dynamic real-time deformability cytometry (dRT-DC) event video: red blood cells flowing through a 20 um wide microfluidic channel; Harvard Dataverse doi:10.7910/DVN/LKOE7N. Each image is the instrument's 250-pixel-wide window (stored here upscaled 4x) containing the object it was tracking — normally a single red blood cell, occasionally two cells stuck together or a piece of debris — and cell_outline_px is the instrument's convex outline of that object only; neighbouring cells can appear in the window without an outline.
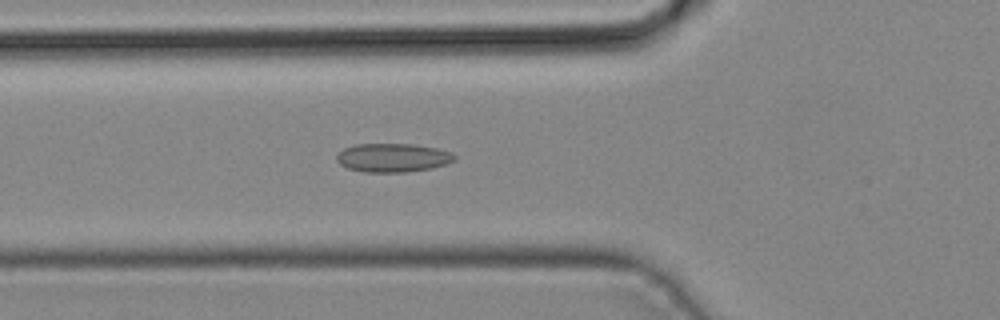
{"species": "common noctule bat (a hibernating species)", "species_latin": "Nyctalus noctula", "temperature_condition": "cold", "stored_images_in_passage": 39, "camera_frame_rate_fps": 3000, "um_per_image_px": 0.085, "animal": {"sex": "male", "body_mass_g": 19.2, "forearm_length_mm": 51.8}, "frame": {"image": 1, "passage_image": 11, "time_ms": 3.333, "image_size_px": [1000, 320], "cell_outline_px": [[456, 160], [432, 168], [404, 172], [364, 172], [348, 168], [340, 164], [336, 160], [336, 156], [344, 148], [356, 144], [412, 144], [436, 148], [452, 152], [456, 156]], "centroid_in_image_um": [33.39, 13.4], "position_along_channel_um": 92.4, "area_um2": 19.65}}
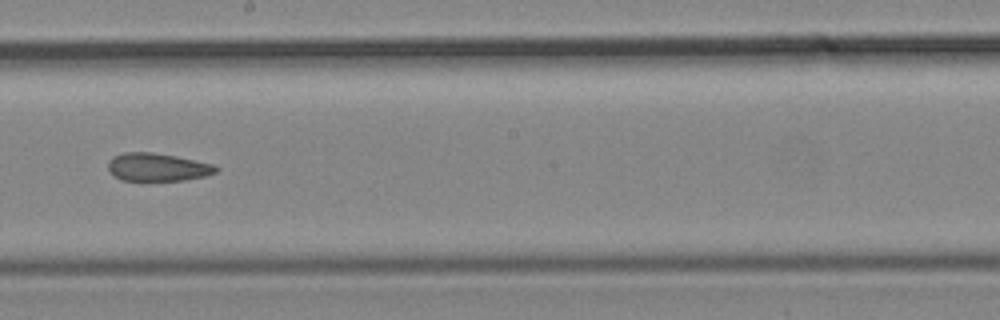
{"frame": {"image": 2, "passage_image": 20, "time_ms": 6.333, "image_size_px": [1000, 320], "cell_outline_px": [[220, 168], [216, 172], [204, 176], [184, 180], [120, 180], [112, 176], [108, 172], [108, 160], [112, 156], [124, 152], [152, 152], [176, 156], [212, 164]], "centroid_in_image_um": [13.32, 14.2], "position_along_channel_um": 234.9, "area_um2": 17.69}}
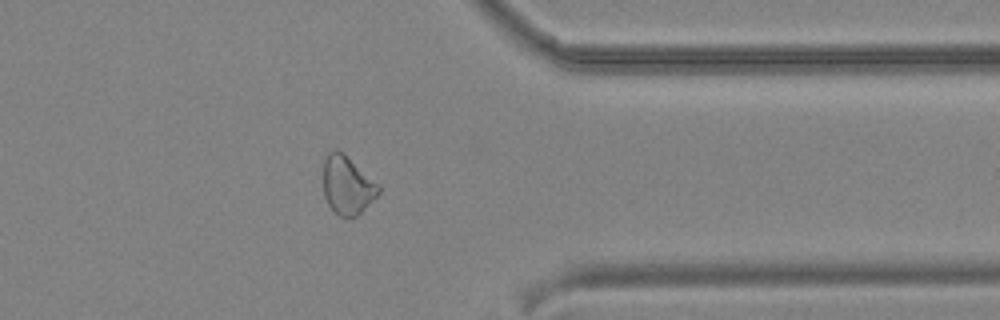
{"frame": {"image": 3, "passage_image": 30, "time_ms": 9.667, "image_size_px": [1000, 320], "cell_outline_px": [[380, 192], [356, 216], [340, 216], [328, 204], [324, 196], [324, 160], [328, 152], [336, 148], [344, 152], [380, 184]], "centroid_in_image_um": [29.53, 15.68], "position_along_channel_um": 381.9, "area_um2": 18.79}}